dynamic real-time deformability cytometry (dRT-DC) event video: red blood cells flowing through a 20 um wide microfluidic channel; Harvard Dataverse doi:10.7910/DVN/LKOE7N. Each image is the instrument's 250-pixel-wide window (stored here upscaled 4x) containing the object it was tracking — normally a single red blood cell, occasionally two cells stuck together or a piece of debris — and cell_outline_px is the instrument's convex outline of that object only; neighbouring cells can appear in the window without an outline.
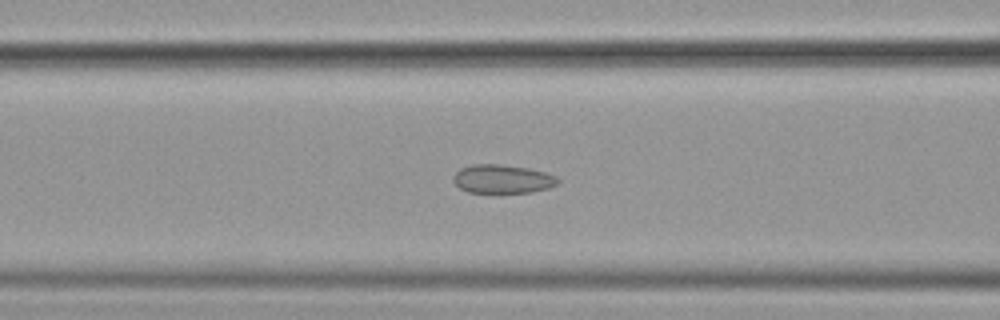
{"species": "common noctule bat (a hibernating species)", "species_latin": "Nyctalus noctula", "temperature_condition": "cold", "stored_images_in_passage": 51, "camera_frame_rate_fps": 3000, "um_per_image_px": 0.085, "animal": {"sex": "female", "body_mass_g": 19.9}, "frame": {"image": 1, "passage_image": 18, "time_ms": 5.667, "image_size_px": [1000, 320], "cell_outline_px": [[560, 180], [556, 184], [548, 188], [532, 192], [468, 192], [460, 188], [452, 180], [452, 176], [460, 168], [472, 164], [500, 164], [528, 168], [544, 172], [556, 176]], "centroid_in_image_um": [42.68, 15.2], "position_along_channel_um": 123.9, "area_um2": 17.4}}
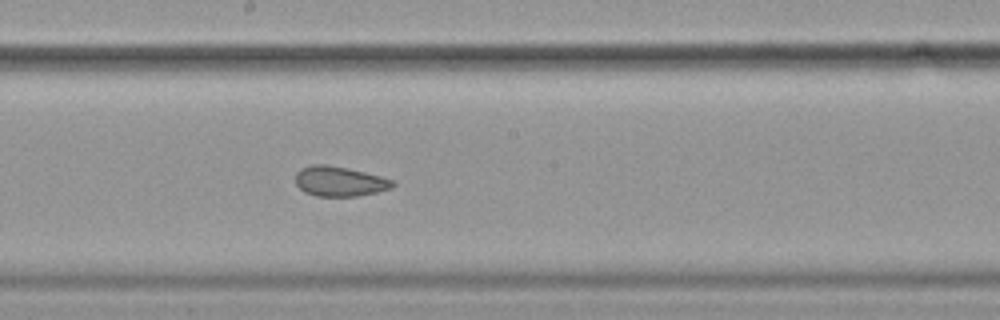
{"frame": {"image": 2, "passage_image": 26, "time_ms": 8.333, "image_size_px": [1000, 320], "cell_outline_px": [[396, 184], [392, 188], [376, 192], [356, 196], [316, 196], [304, 192], [296, 184], [296, 172], [300, 168], [312, 164], [328, 164], [348, 168], [380, 176], [392, 180]], "centroid_in_image_um": [28.84, 15.4], "position_along_channel_um": 219.4, "area_um2": 16.99}}
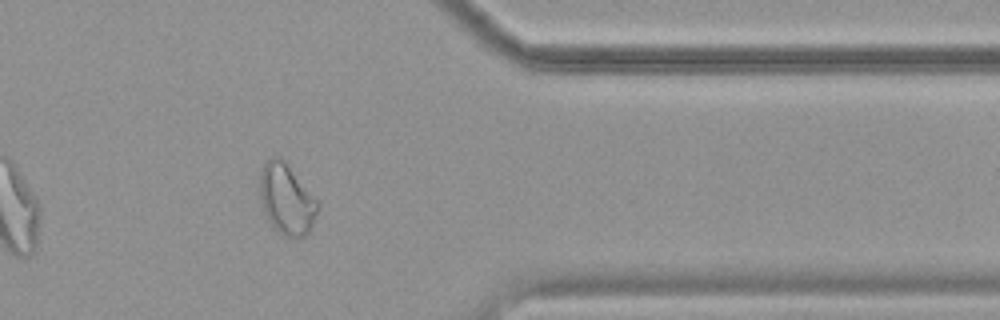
{"frame": {"image": 3, "passage_image": 41, "time_ms": 13.333, "image_size_px": [1000, 320], "cell_outline_px": [[320, 204], [312, 224], [308, 232], [304, 236], [284, 236], [272, 228], [264, 212], [260, 196], [260, 168], [272, 156], [280, 156], [284, 160]], "centroid_in_image_um": [24.33, 16.92], "position_along_channel_um": 387.1, "area_um2": 23.58}, "authors_computed_cell_mechanics": {"area_um2": 19.652, "velocity_mm_per_s": 3.5873, "shape_relaxation_time_tau1_ms": null, "shape_relaxation_time_tau2_ms": 1.7883, "deformation_change_tau1": null, "deformation_change_tau2": 0.0741}}